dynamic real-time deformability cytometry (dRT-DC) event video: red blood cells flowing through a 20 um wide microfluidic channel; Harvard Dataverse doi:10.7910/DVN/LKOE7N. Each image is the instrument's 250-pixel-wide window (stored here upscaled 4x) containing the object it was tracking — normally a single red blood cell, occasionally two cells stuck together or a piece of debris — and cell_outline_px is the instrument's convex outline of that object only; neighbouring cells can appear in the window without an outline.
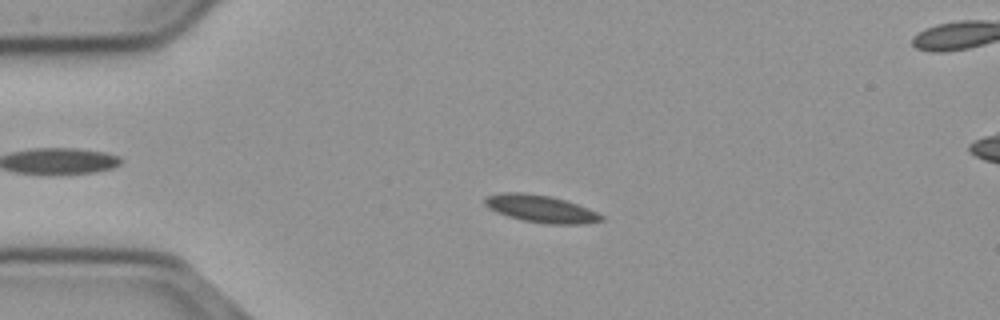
{"species": "common noctule bat (a hibernating species)", "species_latin": "Nyctalus noctula", "temperature_condition": "cold", "stored_images_in_passage": 51, "segment_of_instrument_passage": [1, 2], "camera_frame_rate_fps": 3000, "um_per_image_px": 0.085, "animal": {"sex": "male", "body_mass_g": 23.1, "forearm_length_mm": 52.7}, "frame": {"image": 1, "passage_image": 7, "time_ms": 2.0, "image_size_px": [1000, 320], "cell_outline_px": [[604, 220], [584, 224], [544, 224], [524, 220], [508, 216], [496, 212], [488, 208], [484, 204], [484, 196], [504, 192], [524, 192], [552, 196], [568, 200], [588, 208], [604, 216]], "centroid_in_image_um": [45.97, 17.73], "position_along_channel_um": 39.0, "area_um2": 18.84}}
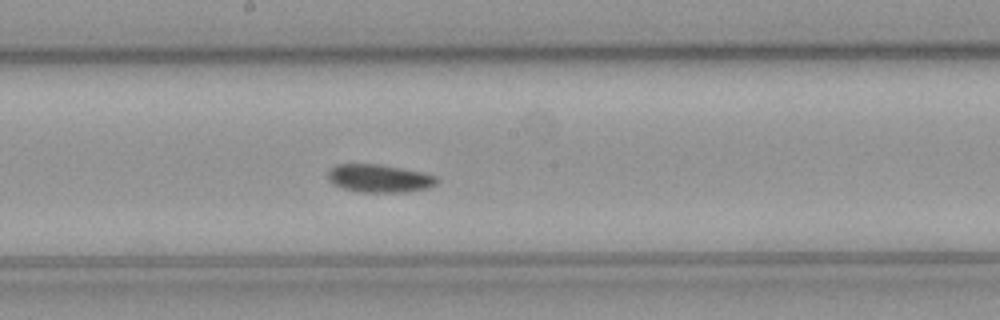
{"frame": {"image": 2, "passage_image": 24, "time_ms": 7.667, "image_size_px": [1000, 320], "cell_outline_px": [[440, 180], [436, 184], [428, 188], [408, 192], [360, 192], [344, 188], [332, 184], [328, 180], [328, 168], [336, 164], [380, 164], [424, 172], [436, 176]], "centroid_in_image_um": [32.25, 15.15], "position_along_channel_um": 216.0, "area_um2": 18.03}}
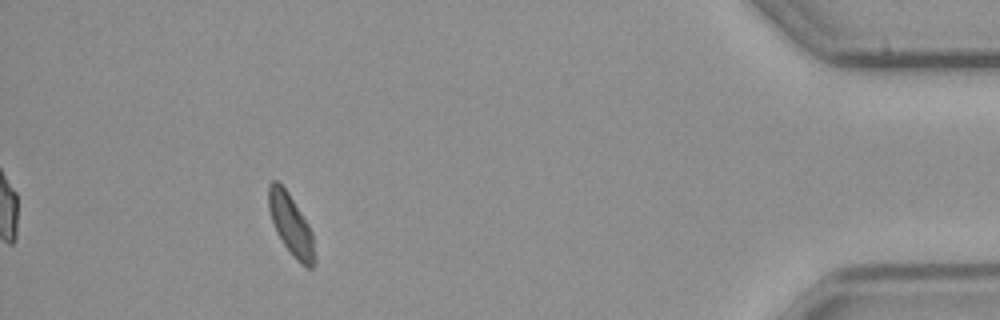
{"frame": {"image": 3, "passage_image": 45, "time_ms": 14.667, "image_size_px": [1000, 320], "cell_outline_px": [[316, 260], [312, 268], [304, 268], [292, 256], [276, 232], [268, 208], [268, 184], [272, 180], [276, 180], [288, 192], [308, 224], [312, 232]], "centroid_in_image_um": [24.74, 19.15], "position_along_channel_um": 410.5, "area_um2": 16.42}}